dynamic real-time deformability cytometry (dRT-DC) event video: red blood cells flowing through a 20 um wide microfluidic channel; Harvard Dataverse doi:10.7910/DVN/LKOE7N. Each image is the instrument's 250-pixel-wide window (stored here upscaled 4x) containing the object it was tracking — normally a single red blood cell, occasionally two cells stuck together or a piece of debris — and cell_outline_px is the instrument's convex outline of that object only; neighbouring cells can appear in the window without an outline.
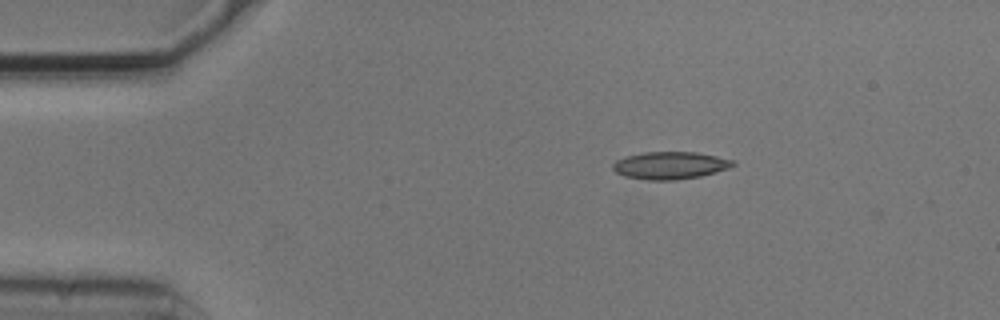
{"species": "common noctule bat (a hibernating species)", "species_latin": "Nyctalus noctula", "temperature_condition": "cold", "stored_images_in_passage": 46, "camera_frame_rate_fps": 3000, "um_per_image_px": 0.085, "animal": {"sex": "male", "body_mass_g": 20.5, "forearm_length_mm": 52.5}, "frame": {"image": 1, "passage_image": 1, "time_ms": 0.0, "image_size_px": [1000, 320], "cell_outline_px": [[736, 164], [728, 168], [716, 172], [700, 176], [676, 180], [648, 180], [624, 176], [616, 172], [612, 168], [612, 164], [616, 160], [628, 156], [644, 152], [696, 152], [736, 160]], "centroid_in_image_um": [56.98, 14.06], "position_along_channel_um": 28.0, "area_um2": 19.19}}
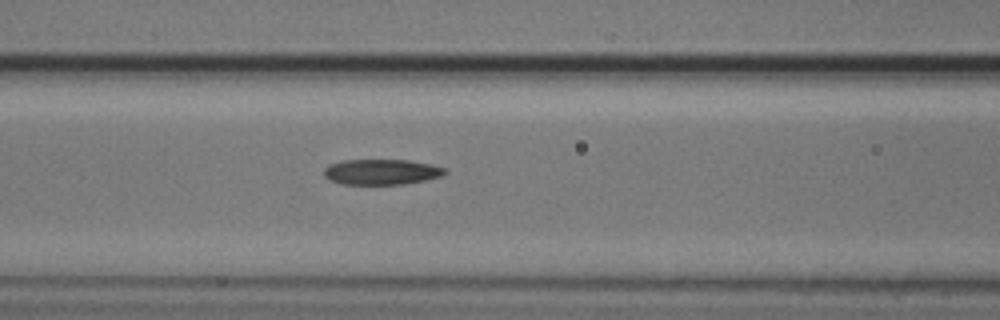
{"frame": {"image": 2, "passage_image": 14, "time_ms": 4.333, "image_size_px": [1000, 320], "cell_outline_px": [[448, 172], [444, 176], [404, 184], [340, 184], [328, 180], [324, 176], [324, 168], [328, 164], [340, 160], [408, 160], [432, 164], [444, 168]], "centroid_in_image_um": [32.4, 14.61], "position_along_channel_um": 134.2, "area_um2": 18.21}}
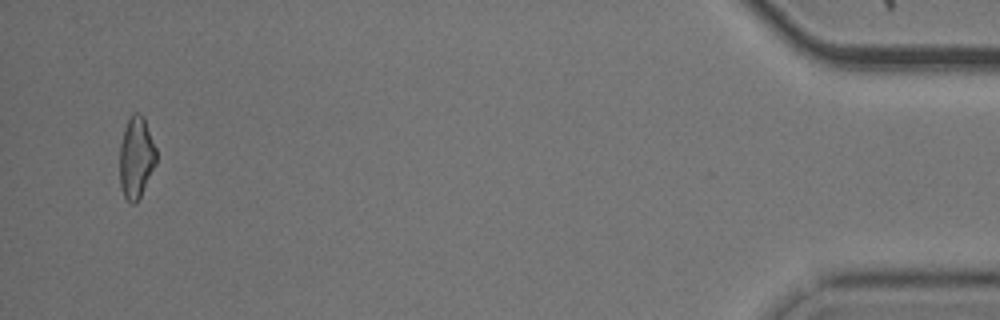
{"frame": {"image": 3, "passage_image": 44, "time_ms": 14.333, "image_size_px": [1000, 320], "cell_outline_px": [[156, 164], [136, 204], [132, 204], [124, 196], [120, 184], [120, 144], [124, 128], [128, 116], [132, 112], [140, 112], [144, 116], [156, 148]], "centroid_in_image_um": [11.57, 13.33], "position_along_channel_um": 423.6, "area_um2": 17.57}, "authors_computed_cell_mechanics": {"area_um2": 18.207, "velocity_mm_per_s": 3.7298, "shape_relaxation_time_tau1_ms": 8.6806, "shape_relaxation_time_tau2_ms": 4.0399, "deformation_change_tau1": 0.2173, "deformation_change_tau2": 0.1333}}